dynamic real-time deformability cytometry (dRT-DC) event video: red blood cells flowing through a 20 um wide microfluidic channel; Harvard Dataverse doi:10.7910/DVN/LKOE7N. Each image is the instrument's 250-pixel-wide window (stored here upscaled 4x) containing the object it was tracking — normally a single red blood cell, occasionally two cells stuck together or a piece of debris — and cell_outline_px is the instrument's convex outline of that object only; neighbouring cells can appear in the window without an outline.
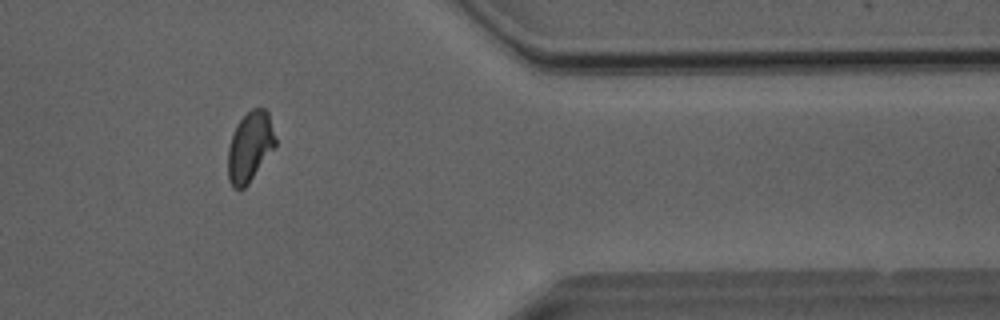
{"species": "Egyptian fruit bat (a non-hibernating species)", "species_latin": "Rousettus aegyptiacus", "temperature_condition": "room temperature", "stored_images_in_passage": 32, "camera_frame_rate_fps": 3000, "um_per_image_px": 0.085, "animal": {"sex": "male"}, "frame": {"image": 1, "passage_image": 28, "time_ms": 9.0, "image_size_px": [1000, 320], "cell_outline_px": [[276, 144], [248, 184], [244, 188], [232, 188], [228, 180], [228, 148], [236, 124], [252, 108], [264, 108], [268, 112], [276, 140]], "centroid_in_image_um": [21.22, 12.47], "position_along_channel_um": 390.2, "area_um2": 19.07}, "authors_computed_cell_mechanics": {"area_um2": 19.6809, "velocity_mm_per_s": 4.0454, "shape_relaxation_time_tau1_ms": null, "shape_relaxation_time_tau2_ms": 1.3335, "deformation_change_tau1": null, "deformation_change_tau2": 0.0677}}